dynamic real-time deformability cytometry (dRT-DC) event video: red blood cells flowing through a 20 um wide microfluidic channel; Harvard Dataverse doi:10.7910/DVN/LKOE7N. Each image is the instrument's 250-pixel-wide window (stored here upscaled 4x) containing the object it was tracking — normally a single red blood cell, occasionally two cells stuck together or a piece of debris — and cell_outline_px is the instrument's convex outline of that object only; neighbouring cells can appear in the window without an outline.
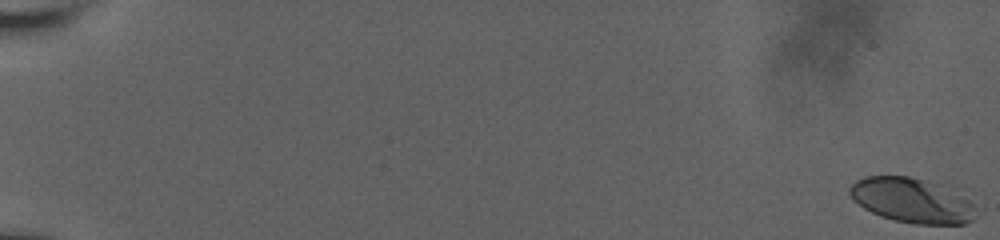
{"species": "human", "species_latin": "Homo sapiens", "temperature_condition": "room temperature", "stored_images_in_passage": 52, "camera_frame_rate_fps": 3000, "um_per_image_px": 0.085, "donor": {"sex": "male"}, "frame": {"image": 1, "passage_image": 1, "time_ms": 0.0, "image_size_px": [1000, 240], "cell_outline_px": [[972, 220], [964, 224], [916, 224], [896, 220], [880, 216], [864, 208], [852, 200], [848, 192], [848, 188], [856, 180], [864, 176], [908, 176], [940, 184], [968, 200], [972, 204]], "centroid_in_image_um": [77.41, 17.02], "position_along_channel_um": 7.6, "area_um2": 32.48}}
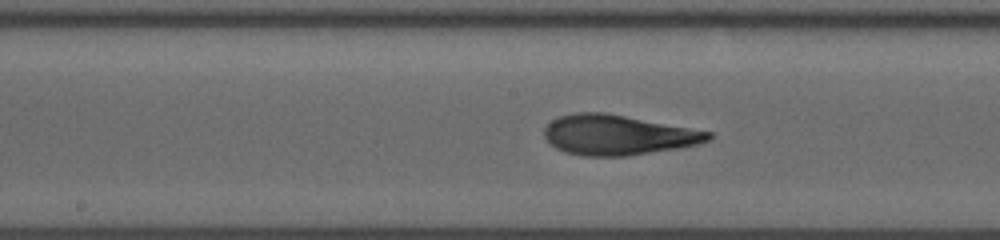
{"frame": {"image": 2, "passage_image": 30, "time_ms": 11.0, "image_size_px": [1000, 240], "cell_outline_px": [[712, 136], [708, 140], [700, 144], [680, 148], [628, 156], [580, 156], [564, 152], [556, 148], [544, 136], [544, 128], [552, 120], [560, 116], [576, 112], [604, 112], [712, 132]], "centroid_in_image_um": [52.51, 11.48], "position_along_channel_um": 195.7, "area_um2": 38.26}}
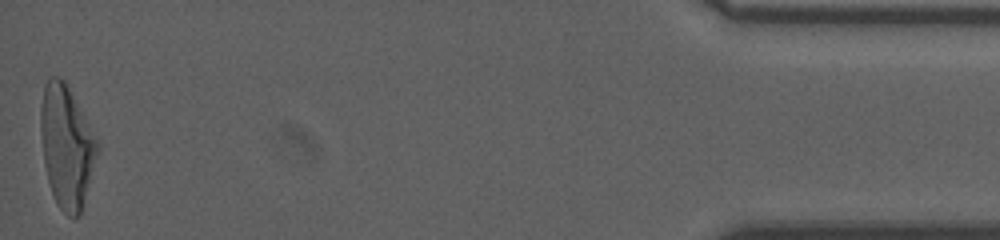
{"frame": {"image": 3, "passage_image": 52, "time_ms": 19.333, "image_size_px": [1000, 240], "cell_outline_px": [[100, 152], [80, 216], [68, 216], [56, 204], [48, 180], [44, 164], [40, 132], [40, 108], [44, 84], [52, 76], [60, 76], [64, 80], [100, 144]], "centroid_in_image_um": [5.68, 12.47], "position_along_channel_um": 429.5, "area_um2": 40.69}, "authors_computed_cell_mechanics": {"area_um2": 37.6567, "velocity_mm_per_s": 3.7921, "shape_relaxation_time_tau1_ms": 5.8035, "shape_relaxation_time_tau2_ms": 1.2293, "deformation_change_tau1": 0.2489, "deformation_change_tau2": 0.0965}}